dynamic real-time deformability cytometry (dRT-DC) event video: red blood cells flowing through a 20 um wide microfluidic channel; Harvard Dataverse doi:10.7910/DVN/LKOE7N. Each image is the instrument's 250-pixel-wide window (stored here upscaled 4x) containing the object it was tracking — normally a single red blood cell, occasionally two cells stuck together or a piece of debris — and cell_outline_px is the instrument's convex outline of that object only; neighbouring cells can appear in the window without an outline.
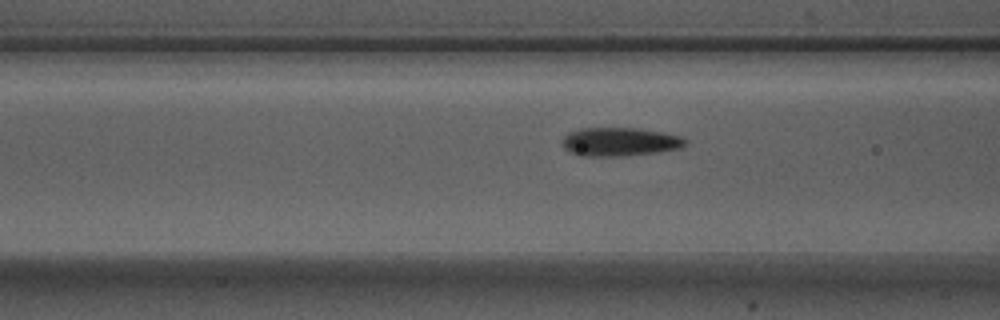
{"species": "Egyptian fruit bat (a non-hibernating species)", "species_latin": "Rousettus aegyptiacus", "temperature_condition": "warm", "stored_images_in_passage": 27, "camera_frame_rate_fps": 3000, "um_per_image_px": 0.085, "animal": {"sex": "male"}, "frame": {"image": 1, "passage_image": 5, "time_ms": 1.333, "image_size_px": [1000, 320], "cell_outline_px": [[688, 140], [680, 148], [656, 152], [624, 156], [580, 156], [564, 148], [564, 136], [568, 132], [580, 128], [636, 128], [660, 132], [680, 136]], "centroid_in_image_um": [52.66, 12.05], "position_along_channel_um": 113.9, "area_um2": 20.29}}
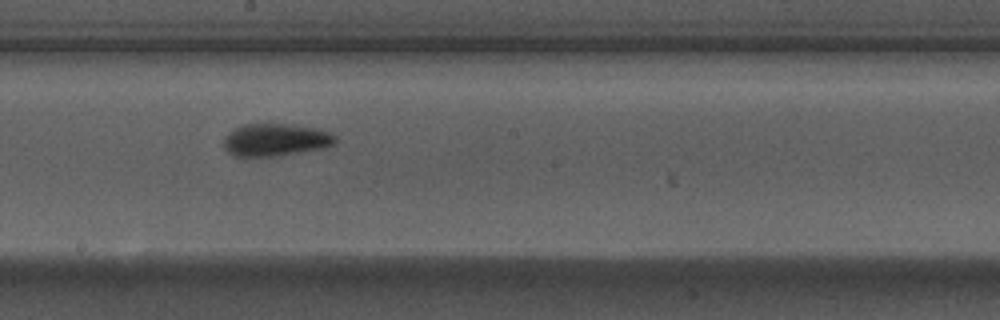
{"frame": {"image": 2, "passage_image": 14, "time_ms": 4.333, "image_size_px": [1000, 320], "cell_outline_px": [[336, 144], [324, 148], [276, 156], [232, 156], [224, 148], [224, 136], [236, 128], [244, 124], [284, 124], [312, 128], [328, 132], [336, 136]], "centroid_in_image_um": [23.4, 11.9], "position_along_channel_um": 224.8, "area_um2": 20.92}}
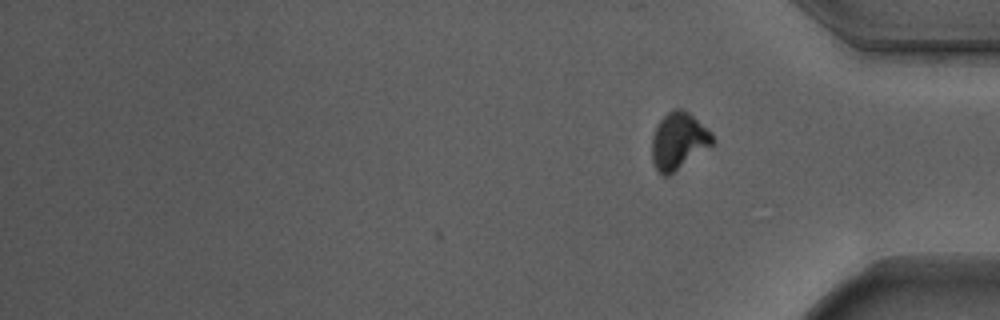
{"frame": {"image": 3, "passage_image": 27, "time_ms": 8.667, "image_size_px": [1000, 320], "cell_outline_px": [[712, 144], [668, 176], [664, 176], [656, 168], [652, 160], [652, 136], [656, 124], [668, 112], [676, 108], [684, 108], [712, 132]], "centroid_in_image_um": [57.65, 11.94], "position_along_channel_um": 377.6, "area_um2": 19.77}, "authors_computed_cell_mechanics": {"area_um2": 20.5768, "velocity_mm_per_s": 3.6933, "shape_relaxation_time_tau1_ms": 3.7038, "shape_relaxation_time_tau2_ms": 1.3701, "deformation_change_tau1": 0.1341, "deformation_change_tau2": 0.0517}}